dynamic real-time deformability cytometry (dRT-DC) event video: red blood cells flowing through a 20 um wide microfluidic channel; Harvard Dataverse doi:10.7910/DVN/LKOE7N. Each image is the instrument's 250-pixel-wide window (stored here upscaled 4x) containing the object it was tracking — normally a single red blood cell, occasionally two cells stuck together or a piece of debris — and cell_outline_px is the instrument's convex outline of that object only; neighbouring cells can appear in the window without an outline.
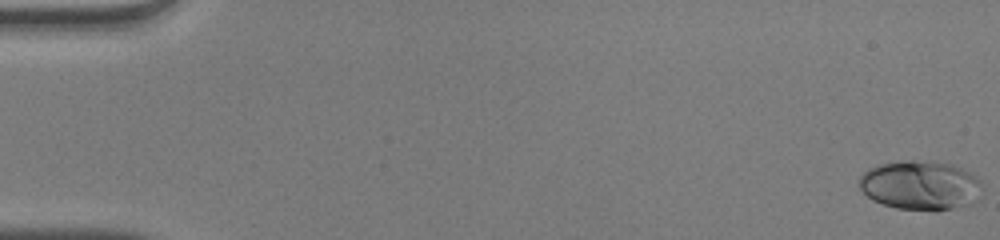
{"species": "human", "species_latin": "Homo sapiens", "temperature_condition": "warm", "stored_images_in_passage": 51, "camera_frame_rate_fps": 3000, "um_per_image_px": 0.085, "donor": {"sex": "male"}, "frame": {"image": 1, "passage_image": 1, "time_ms": 0.0, "image_size_px": [1000, 240], "cell_outline_px": [[980, 184], [976, 200], [972, 204], [936, 212], [896, 208], [872, 200], [860, 188], [860, 176], [868, 168], [876, 164], [900, 160], [916, 160], [952, 164], [976, 176], [980, 180]], "centroid_in_image_um": [78.2, 15.76], "position_along_channel_um": 6.8, "area_um2": 35.49}}
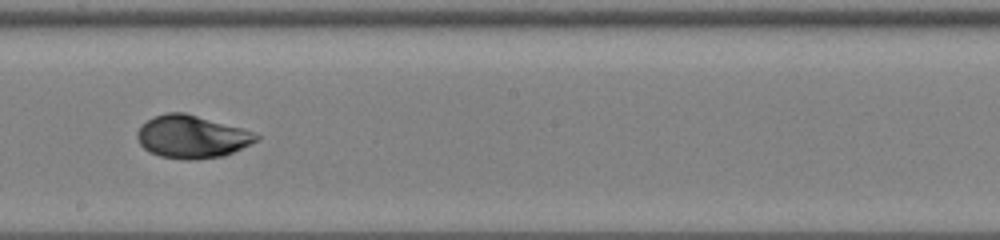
{"frame": {"image": 2, "passage_image": 30, "time_ms": 9.667, "image_size_px": [1000, 240], "cell_outline_px": [[260, 136], [256, 140], [224, 156], [196, 160], [184, 160], [160, 156], [148, 152], [140, 144], [136, 136], [136, 132], [148, 120], [156, 116], [168, 112], [184, 112], [240, 128], [252, 132]], "centroid_in_image_um": [16.25, 11.64], "position_along_channel_um": 231.9, "area_um2": 29.25}}
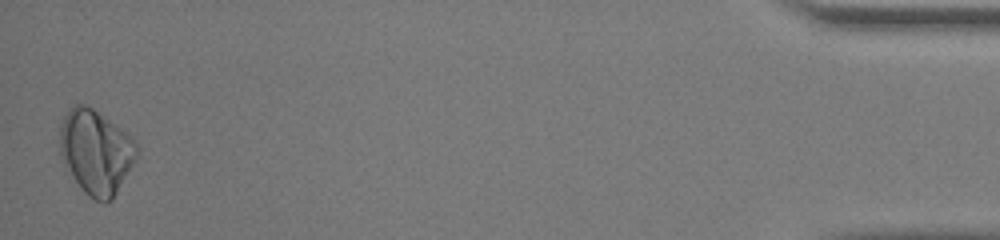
{"frame": {"image": 3, "passage_image": 51, "time_ms": 16.667, "image_size_px": [1000, 240], "cell_outline_px": [[140, 148], [132, 164], [112, 200], [104, 204], [88, 196], [80, 188], [60, 156], [60, 124], [68, 108], [72, 104], [84, 104], [92, 108], [120, 128], [136, 140]], "centroid_in_image_um": [8.14, 12.9], "position_along_channel_um": 427.1, "area_um2": 37.63}, "authors_computed_cell_mechanics": {"area_um2": 30.1138, "velocity_mm_per_s": 4.0654, "shape_relaxation_time_tau1_ms": 3.8961, "shape_relaxation_time_tau2_ms": 0.9383, "deformation_change_tau1": 0.1604, "deformation_change_tau2": 0.0284}}